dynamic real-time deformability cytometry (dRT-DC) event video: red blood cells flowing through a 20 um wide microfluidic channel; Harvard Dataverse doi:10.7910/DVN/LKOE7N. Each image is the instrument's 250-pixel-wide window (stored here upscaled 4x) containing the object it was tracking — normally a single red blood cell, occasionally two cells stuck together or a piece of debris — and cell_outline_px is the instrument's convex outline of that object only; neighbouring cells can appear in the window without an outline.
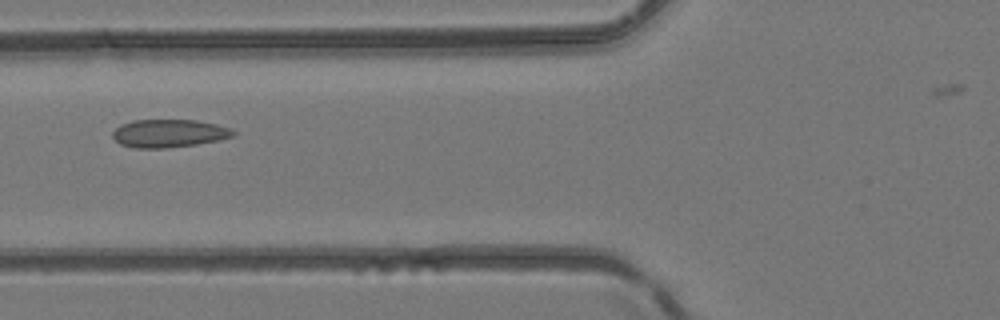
{"species": "common noctule bat (a hibernating species)", "species_latin": "Nyctalus noctula", "temperature_condition": "room temperature", "stored_images_in_passage": 5, "camera_frame_rate_fps": 3000, "um_per_image_px": 0.085, "animal": {"sex": "female", "body_mass_g": 24.6, "forearm_length_mm": 56.2}, "frame": {"image": 1, "passage_image": 4, "time_ms": 1.0, "image_size_px": [1000, 320], "cell_outline_px": [[236, 136], [220, 140], [196, 144], [164, 148], [136, 148], [120, 144], [112, 136], [112, 132], [120, 124], [132, 120], [196, 120], [216, 124], [232, 128], [236, 132]], "centroid_in_image_um": [14.39, 11.33], "position_along_channel_um": 111.4, "area_um2": 19.83}}
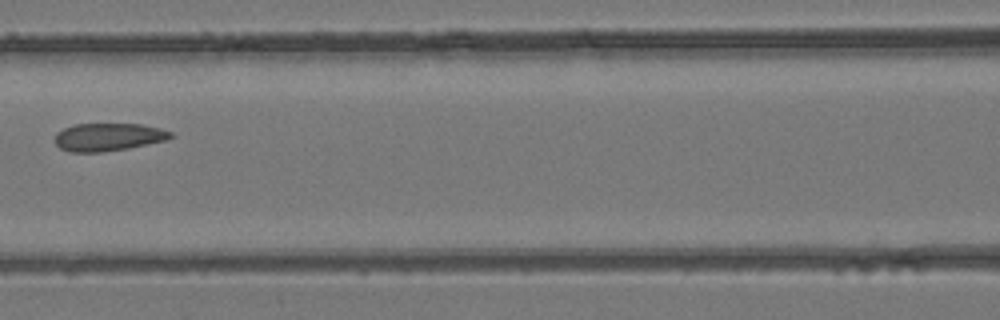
{"frame": {"image": 2, "passage_image": 5, "time_ms": 1.333, "image_size_px": [1000, 320], "cell_outline_px": [[176, 136], [168, 140], [128, 148], [100, 152], [68, 152], [60, 148], [52, 140], [56, 132], [72, 124], [140, 124], [160, 128], [172, 132]], "centroid_in_image_um": [9.19, 11.64], "position_along_channel_um": 157.4, "area_um2": 19.07}}